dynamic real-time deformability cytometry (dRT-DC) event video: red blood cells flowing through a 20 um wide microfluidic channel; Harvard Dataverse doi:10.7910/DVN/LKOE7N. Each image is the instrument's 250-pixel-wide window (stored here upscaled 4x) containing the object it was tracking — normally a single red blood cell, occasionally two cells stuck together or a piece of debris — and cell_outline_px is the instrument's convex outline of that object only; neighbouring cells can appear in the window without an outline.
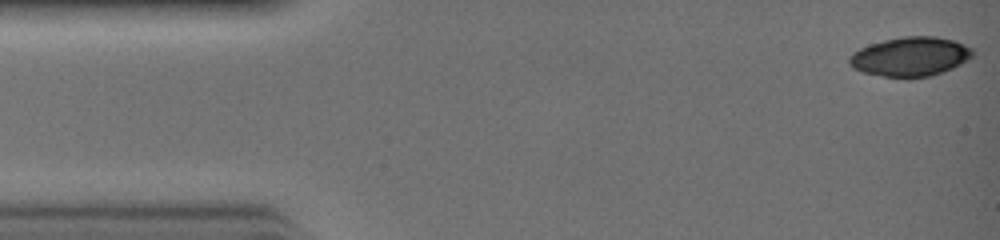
{"species": "common noctule bat (a hibernating species)", "species_latin": "Nyctalus noctula", "temperature_condition": "warm", "stored_images_in_passage": 15, "camera_frame_rate_fps": 3000, "um_per_image_px": 0.085, "animal": {"sex": "female", "body_mass_g": 19.0, "forearm_length_mm": 51.5}, "frame": {"image": 1, "passage_image": 1, "time_ms": 0.0, "image_size_px": [1000, 240], "cell_outline_px": [[976, 52], [972, 56], [960, 64], [952, 68], [928, 76], [884, 76], [864, 72], [852, 68], [848, 64], [848, 56], [852, 52], [860, 48], [884, 40], [904, 36], [936, 36], [952, 40], [964, 44], [972, 48]], "centroid_in_image_um": [77.36, 4.79], "position_along_channel_um": 7.6, "area_um2": 27.86}}
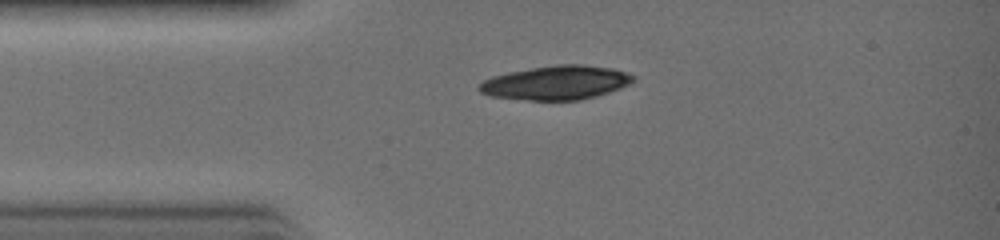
{"frame": {"image": 2, "passage_image": 7, "time_ms": 2.0, "image_size_px": [1000, 240], "cell_outline_px": [[636, 80], [620, 88], [596, 96], [580, 100], [528, 100], [492, 96], [480, 92], [476, 88], [484, 80], [492, 76], [508, 72], [556, 64], [580, 64], [612, 68], [636, 76]], "centroid_in_image_um": [47.27, 7.02], "position_along_channel_um": 37.7, "area_um2": 30.46}}